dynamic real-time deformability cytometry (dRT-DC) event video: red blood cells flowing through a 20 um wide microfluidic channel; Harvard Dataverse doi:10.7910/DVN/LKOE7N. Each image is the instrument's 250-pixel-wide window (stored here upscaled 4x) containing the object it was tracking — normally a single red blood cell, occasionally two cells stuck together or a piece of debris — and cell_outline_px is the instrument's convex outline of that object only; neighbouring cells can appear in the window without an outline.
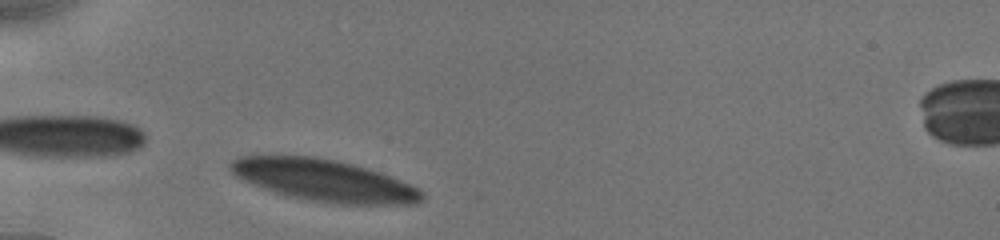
{"species": "human", "species_latin": "Homo sapiens", "temperature_condition": "cold", "stored_images_in_passage": 5, "camera_frame_rate_fps": 3000, "um_per_image_px": 0.085, "donor": {"sex": "male"}, "frame": {"image": 1, "passage_image": 2, "time_ms": 0.333, "image_size_px": [1000, 240], "cell_outline_px": [[424, 196], [416, 204], [336, 204], [308, 200], [288, 196], [264, 188], [244, 180], [236, 176], [228, 168], [228, 164], [232, 160], [240, 156], [312, 156], [336, 160], [368, 168], [380, 172], [400, 180], [424, 192]], "centroid_in_image_um": [27.53, 15.33], "position_along_channel_um": 57.5, "area_um2": 46.36}}
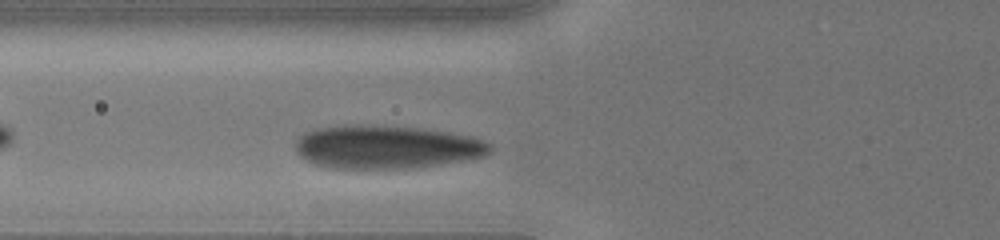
{"frame": {"image": 2, "passage_image": 5, "time_ms": 1.667, "image_size_px": [1000, 240], "cell_outline_px": [[492, 152], [484, 156], [464, 160], [440, 164], [412, 168], [328, 168], [304, 160], [296, 152], [296, 140], [304, 132], [320, 128], [344, 124], [360, 124], [416, 128], [448, 132], [468, 136], [484, 140], [492, 144]], "centroid_in_image_um": [32.83, 12.49], "position_along_channel_um": 93.0, "area_um2": 49.19}}